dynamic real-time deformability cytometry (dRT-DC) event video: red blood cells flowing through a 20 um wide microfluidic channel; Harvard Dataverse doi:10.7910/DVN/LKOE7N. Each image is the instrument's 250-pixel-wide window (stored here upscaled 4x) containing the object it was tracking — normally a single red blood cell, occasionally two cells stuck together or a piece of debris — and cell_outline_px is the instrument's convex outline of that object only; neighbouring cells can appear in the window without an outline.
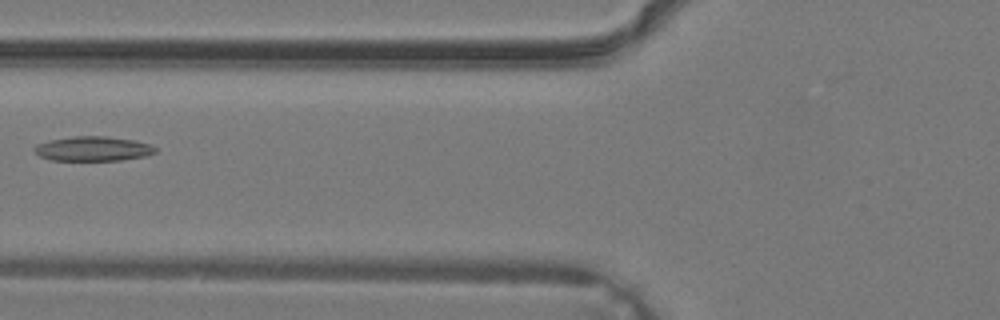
{"species": "common noctule bat (a hibernating species)", "species_latin": "Nyctalus noctula", "temperature_condition": "warm", "stored_images_in_passage": 37, "camera_frame_rate_fps": 3000, "um_per_image_px": 0.085, "animal": {"sex": "male", "body_mass_g": 19.2, "forearm_length_mm": 51.8}, "frame": {"image": 1, "passage_image": 16, "time_ms": 5.0, "image_size_px": [1000, 320], "cell_outline_px": [[156, 152], [144, 156], [120, 160], [52, 160], [40, 156], [32, 148], [36, 144], [48, 140], [76, 136], [104, 136], [132, 140], [148, 144], [156, 148]], "centroid_in_image_um": [7.86, 12.64], "position_along_channel_um": 117.9, "area_um2": 17.11}}
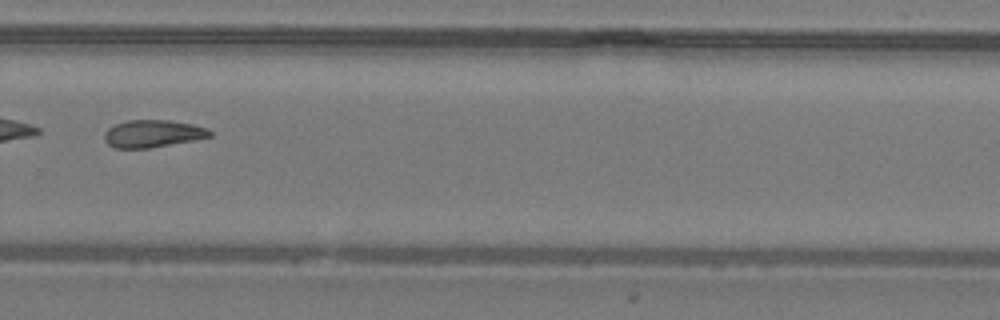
{"frame": {"image": 2, "passage_image": 27, "time_ms": 8.667, "image_size_px": [1000, 320], "cell_outline_px": [[212, 136], [196, 140], [148, 148], [112, 148], [104, 140], [104, 132], [108, 128], [116, 124], [128, 120], [168, 120], [192, 124], [208, 128], [212, 132]], "centroid_in_image_um": [12.99, 11.36], "position_along_channel_um": 316.8, "area_um2": 16.94}}